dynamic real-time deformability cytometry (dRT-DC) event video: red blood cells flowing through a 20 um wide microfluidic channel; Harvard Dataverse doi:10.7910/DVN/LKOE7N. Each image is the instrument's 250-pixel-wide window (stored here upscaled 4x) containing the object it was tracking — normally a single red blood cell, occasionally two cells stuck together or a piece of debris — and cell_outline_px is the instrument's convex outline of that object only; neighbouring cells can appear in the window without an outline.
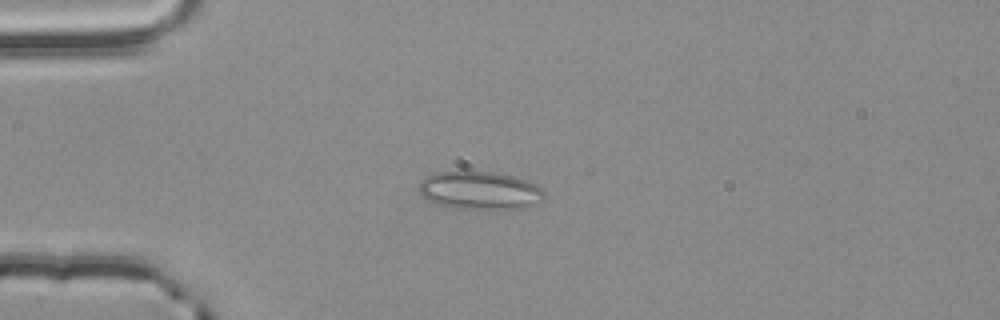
{"species": "common noctule bat (a hibernating species)", "species_latin": "Nyctalus noctula", "temperature_condition": "room temperature", "stored_images_in_passage": 3, "camera_frame_rate_fps": 3000, "um_per_image_px": 0.085, "animal": {"sex": "male", "body_mass_g": 20.4}, "frame": {"image": 1, "passage_image": 3, "time_ms": 0.667, "image_size_px": [1000, 320], "cell_outline_px": [[544, 196], [540, 200], [524, 208], [456, 208], [436, 204], [428, 200], [420, 192], [420, 180], [436, 172], [492, 172], [512, 176], [536, 184], [544, 192]], "centroid_in_image_um": [40.76, 16.18], "position_along_channel_um": 44.2, "area_um2": 27.11}}